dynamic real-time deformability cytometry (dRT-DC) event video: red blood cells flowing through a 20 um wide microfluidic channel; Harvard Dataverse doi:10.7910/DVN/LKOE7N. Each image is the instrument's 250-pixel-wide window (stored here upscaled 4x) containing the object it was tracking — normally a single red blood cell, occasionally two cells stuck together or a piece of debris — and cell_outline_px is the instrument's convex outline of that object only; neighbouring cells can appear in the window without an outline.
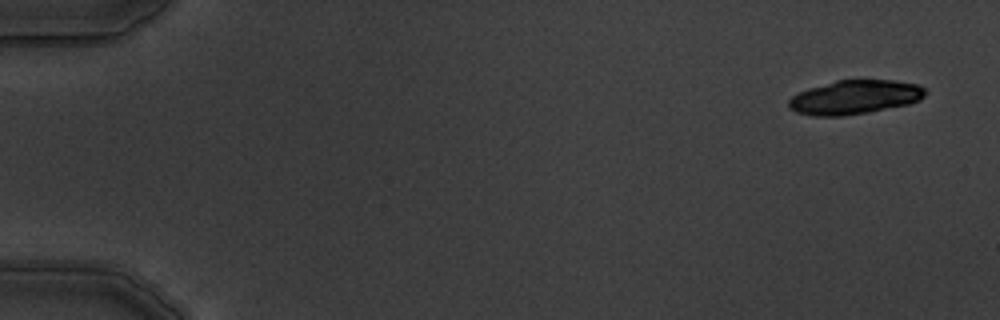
{"species": "common noctule bat (a hibernating species)", "species_latin": "Nyctalus noctula", "temperature_condition": "warm", "stored_images_in_passage": 6, "camera_frame_rate_fps": 3000, "um_per_image_px": 0.085, "animal": {"sex": "male", "body_mass_g": 19.5, "forearm_length_mm": 54.6}, "frame": {"image": 1, "passage_image": 1, "time_ms": 0.0, "image_size_px": [1000, 320], "cell_outline_px": [[924, 96], [920, 100], [908, 104], [868, 112], [840, 116], [812, 116], [796, 112], [788, 108], [788, 100], [792, 96], [808, 88], [836, 80], [896, 80], [920, 84], [924, 88]], "centroid_in_image_um": [72.64, 8.26], "position_along_channel_um": 12.4, "area_um2": 27.11}}